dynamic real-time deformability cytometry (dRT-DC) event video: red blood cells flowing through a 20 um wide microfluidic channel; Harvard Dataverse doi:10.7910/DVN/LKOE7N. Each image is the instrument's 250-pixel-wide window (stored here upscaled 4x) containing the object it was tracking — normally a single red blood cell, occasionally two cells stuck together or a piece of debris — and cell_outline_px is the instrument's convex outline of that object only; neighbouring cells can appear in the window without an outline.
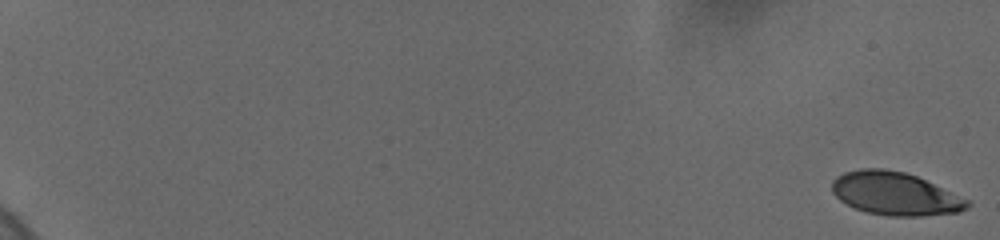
{"species": "human", "species_latin": "Homo sapiens", "temperature_condition": "cold", "stored_images_in_passage": 30, "camera_frame_rate_fps": 3000, "um_per_image_px": 0.085, "donor": {"sex": "female"}, "frame": {"image": 1, "passage_image": 1, "time_ms": 0.0, "image_size_px": [1000, 240], "cell_outline_px": [[972, 204], [968, 208], [960, 212], [920, 216], [888, 216], [868, 212], [856, 208], [840, 200], [832, 192], [832, 180], [836, 176], [844, 172], [860, 168], [884, 168], [904, 172], [916, 176], [968, 200]], "centroid_in_image_um": [76.06, 16.46], "position_along_channel_um": 8.9, "area_um2": 33.81}}
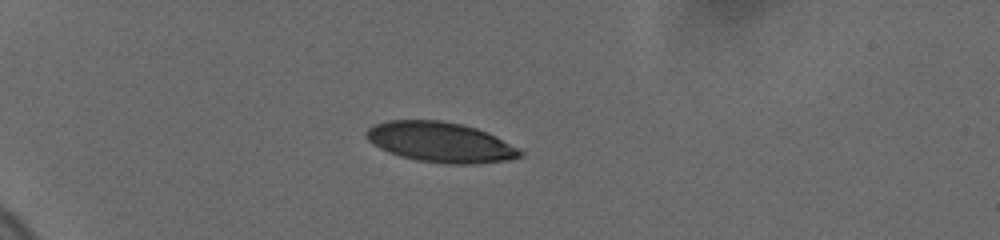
{"frame": {"image": 2, "passage_image": 25, "time_ms": 6.0, "image_size_px": [1000, 240], "cell_outline_px": [[524, 156], [512, 160], [472, 164], [444, 164], [416, 160], [400, 156], [388, 152], [372, 144], [364, 136], [364, 132], [368, 128], [376, 124], [388, 120], [440, 120], [460, 124], [476, 128], [488, 132], [524, 152]], "centroid_in_image_um": [37.43, 12.09], "position_along_channel_um": 47.6, "area_um2": 36.18}}